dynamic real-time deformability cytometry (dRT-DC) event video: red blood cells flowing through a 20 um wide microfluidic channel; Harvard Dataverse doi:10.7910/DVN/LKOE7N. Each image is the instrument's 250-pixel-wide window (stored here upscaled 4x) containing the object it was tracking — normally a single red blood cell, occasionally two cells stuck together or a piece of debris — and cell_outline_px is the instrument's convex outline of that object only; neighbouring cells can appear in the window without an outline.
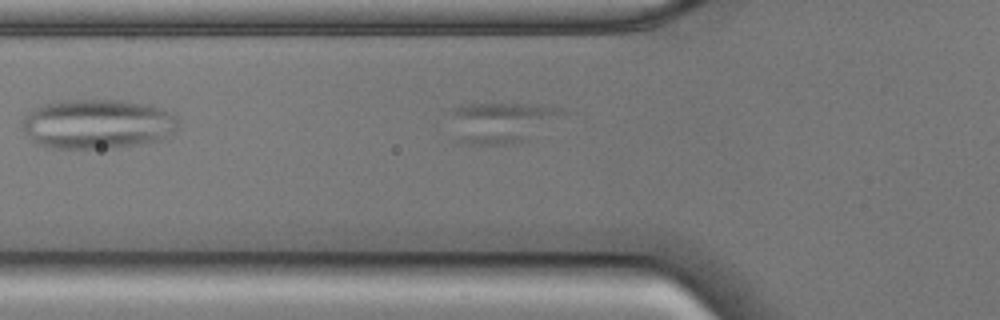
{"species": "common noctule bat (a hibernating species)", "species_latin": "Nyctalus noctula", "temperature_condition": "cold", "stored_images_in_passage": 23, "camera_frame_rate_fps": 3000, "um_per_image_px": 0.085, "animal": {"sex": "male", "body_mass_g": 17.9, "forearm_length_mm": 54.2}, "frame": {"image": 1, "passage_image": 4, "time_ms": 1.0, "image_size_px": [1000, 320], "cell_outline_px": [[576, 112], [528, 140], [508, 144], [468, 144], [460, 140], [452, 112], [452, 108], [468, 104], [536, 104], [564, 108]], "centroid_in_image_um": [42.92, 10.37], "position_along_channel_um": 82.9, "area_um2": 26.99}}
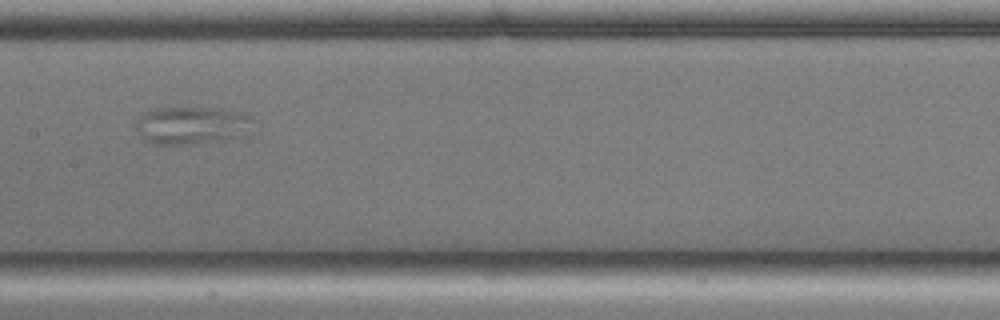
{"frame": {"image": 2, "passage_image": 13, "time_ms": 4.0, "image_size_px": [1000, 320], "cell_outline_px": [[252, 128], [248, 132], [240, 136], [180, 144], [152, 144], [136, 128], [136, 120], [140, 116], [156, 108], [220, 108], [248, 112], [252, 116]], "centroid_in_image_um": [16.36, 10.61], "position_along_channel_um": 191.0, "area_um2": 25.2}}
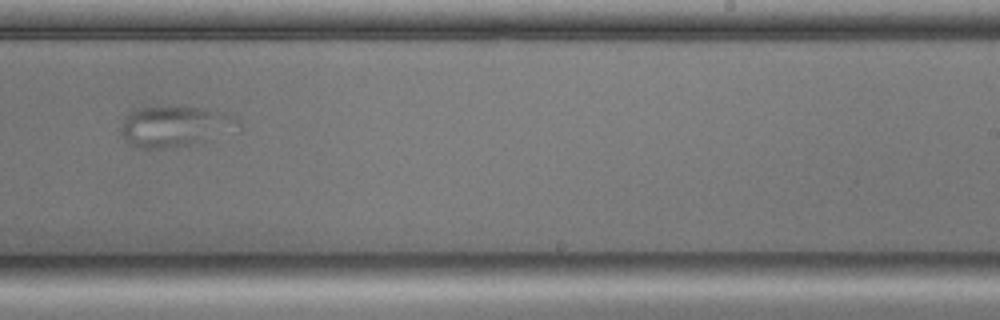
{"frame": {"image": 3, "passage_image": 20, "time_ms": 6.333, "image_size_px": [1000, 320], "cell_outline_px": [[224, 112], [196, 140], [188, 144], [164, 148], [140, 148], [128, 144], [124, 140], [120, 132], [120, 128], [124, 116], [128, 112], [140, 108], [196, 108]], "centroid_in_image_um": [14.1, 10.74], "position_along_channel_um": 274.9, "area_um2": 23.06}}